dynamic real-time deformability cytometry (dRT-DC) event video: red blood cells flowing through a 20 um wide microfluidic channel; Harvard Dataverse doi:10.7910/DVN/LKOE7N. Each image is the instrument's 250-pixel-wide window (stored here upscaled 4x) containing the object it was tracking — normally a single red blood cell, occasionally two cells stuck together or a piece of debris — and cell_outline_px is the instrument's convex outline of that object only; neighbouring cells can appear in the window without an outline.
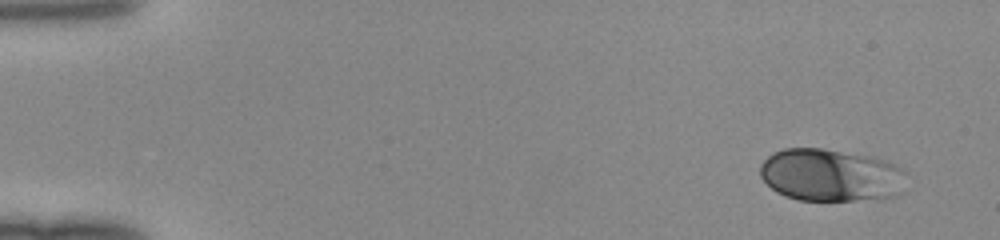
{"species": "human", "species_latin": "Homo sapiens", "temperature_condition": "room temperature", "stored_images_in_passage": 47, "camera_frame_rate_fps": 3000, "um_per_image_px": 0.085, "donor": {"sex": "female"}, "frame": {"image": 1, "passage_image": 1, "time_ms": 0.0, "image_size_px": [1000, 240], "cell_outline_px": [[908, 172], [904, 192], [900, 196], [884, 200], [800, 200], [784, 196], [776, 192], [760, 176], [760, 164], [772, 152], [784, 148], [820, 148], [872, 156], [884, 160], [904, 168]], "centroid_in_image_um": [70.71, 14.91], "position_along_channel_um": 14.3, "area_um2": 45.89}}
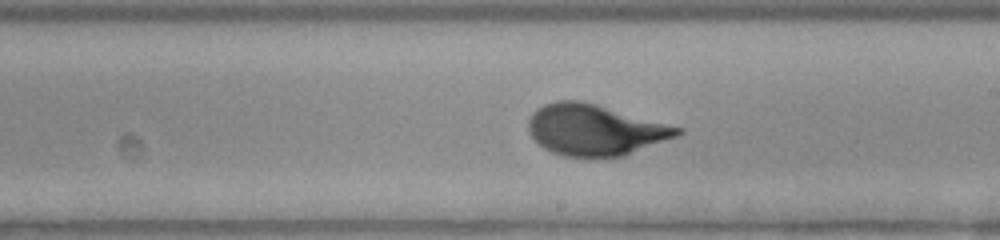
{"frame": {"image": 2, "passage_image": 27, "time_ms": 8.667, "image_size_px": [1000, 240], "cell_outline_px": [[684, 132], [676, 136], [624, 156], [604, 160], [564, 156], [552, 152], [544, 148], [532, 136], [528, 128], [528, 120], [532, 112], [536, 108], [544, 104], [556, 100], [580, 100], [596, 104], [684, 128]], "centroid_in_image_um": [50.56, 11.07], "position_along_channel_um": 238.4, "area_um2": 44.85}}
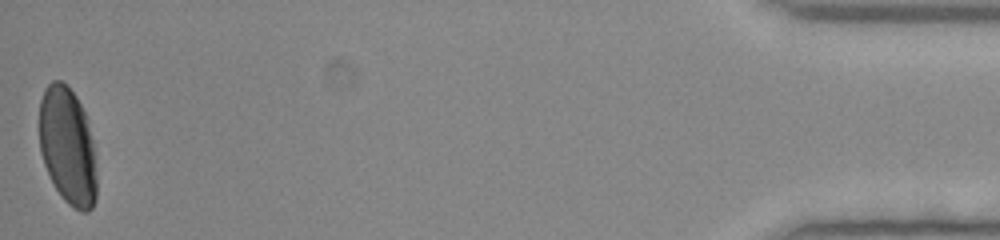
{"frame": {"image": 3, "passage_image": 47, "time_ms": 15.333, "image_size_px": [1000, 240], "cell_outline_px": [[96, 200], [92, 208], [88, 212], [80, 212], [72, 208], [64, 200], [56, 188], [44, 164], [40, 152], [40, 100], [44, 88], [52, 80], [60, 80], [76, 96], [88, 120], [92, 140], [96, 176]], "centroid_in_image_um": [5.75, 12.44], "position_along_channel_um": 429.5, "area_um2": 39.13}}